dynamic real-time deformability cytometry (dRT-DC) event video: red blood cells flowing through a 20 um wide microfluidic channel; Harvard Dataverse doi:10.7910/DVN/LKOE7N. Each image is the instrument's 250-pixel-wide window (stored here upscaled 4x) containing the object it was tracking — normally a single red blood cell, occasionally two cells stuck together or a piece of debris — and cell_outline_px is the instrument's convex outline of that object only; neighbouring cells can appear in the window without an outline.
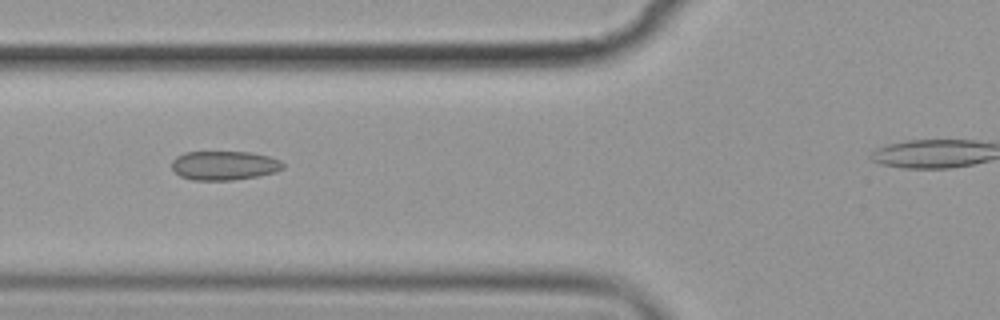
{"species": "common noctule bat (a hibernating species)", "species_latin": "Nyctalus noctula", "temperature_condition": "cold", "stored_images_in_passage": 8, "segment_of_instrument_passage": [1, 2], "camera_frame_rate_fps": 3000, "um_per_image_px": 0.085, "animal": {"sex": "female", "body_mass_g": 19.9}, "frame": {"image": 1, "passage_image": 6, "time_ms": 6.0, "image_size_px": [1000, 320], "cell_outline_px": [[284, 168], [276, 172], [256, 176], [232, 180], [192, 180], [180, 176], [172, 168], [172, 160], [176, 156], [184, 152], [248, 152], [268, 156], [280, 160], [284, 164]], "centroid_in_image_um": [19.05, 14.06], "position_along_channel_um": 106.8, "area_um2": 18.84}}
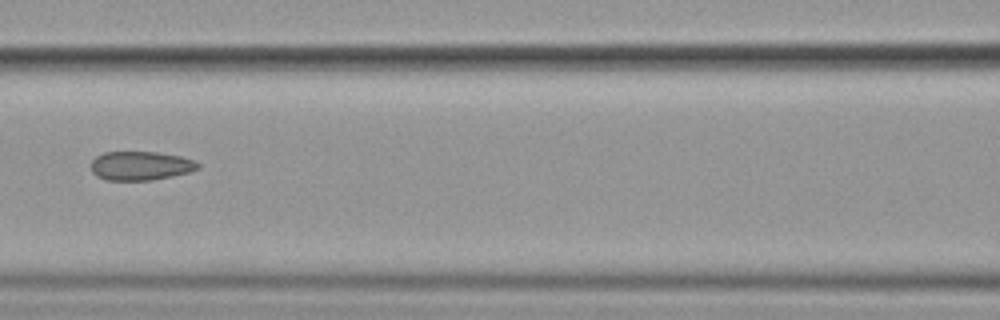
{"frame": {"image": 2, "passage_image": 7, "time_ms": 7.333, "image_size_px": [1000, 320], "cell_outline_px": [[200, 168], [188, 172], [172, 176], [152, 180], [104, 180], [96, 176], [92, 172], [92, 160], [96, 156], [104, 152], [156, 152], [180, 156], [196, 160], [200, 164]], "centroid_in_image_um": [11.96, 14.09], "position_along_channel_um": 154.6, "area_um2": 18.09}}